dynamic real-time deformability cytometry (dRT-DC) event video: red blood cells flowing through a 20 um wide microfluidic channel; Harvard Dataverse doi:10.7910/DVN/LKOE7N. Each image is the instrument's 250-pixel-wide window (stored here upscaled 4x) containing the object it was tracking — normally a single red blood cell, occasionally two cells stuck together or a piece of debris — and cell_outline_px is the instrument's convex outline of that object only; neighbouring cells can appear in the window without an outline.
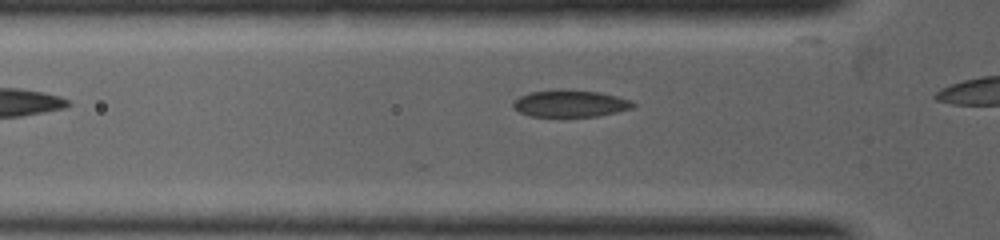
{"species": "common noctule bat (a hibernating species)", "species_latin": "Nyctalus noctula", "temperature_condition": "warm", "stored_images_in_passage": 7, "camera_frame_rate_fps": 5000, "um_per_image_px": 0.085, "animal": {"sex": "female", "body_mass_g": 19.0, "forearm_length_mm": 53.3}, "frame": {"image": 1, "passage_image": 3, "time_ms": 1.4, "image_size_px": [1000, 240], "cell_outline_px": [[636, 104], [632, 108], [616, 112], [596, 116], [532, 116], [520, 112], [512, 108], [512, 100], [528, 92], [560, 88], [600, 92], [632, 100]], "centroid_in_image_um": [48.43, 8.77], "position_along_channel_um": 77.4, "area_um2": 19.07}}